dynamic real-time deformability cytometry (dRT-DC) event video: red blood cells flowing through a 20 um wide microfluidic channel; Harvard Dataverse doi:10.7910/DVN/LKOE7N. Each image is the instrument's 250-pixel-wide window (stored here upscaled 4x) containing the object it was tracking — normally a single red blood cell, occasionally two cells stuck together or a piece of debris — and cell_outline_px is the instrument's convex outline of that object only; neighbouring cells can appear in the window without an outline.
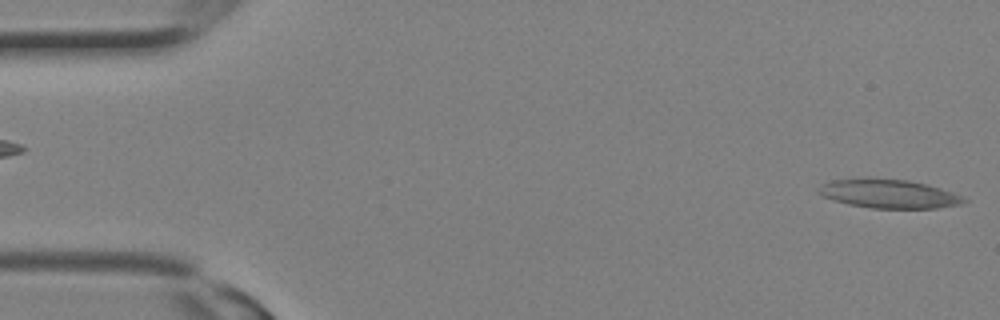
{"species": "Egyptian fruit bat (a non-hibernating species)", "species_latin": "Rousettus aegyptiacus", "temperature_condition": "room temperature", "stored_images_in_passage": 10, "camera_frame_rate_fps": 3000, "um_per_image_px": 0.085, "animal": {"sex": "female"}, "frame": {"image": 1, "passage_image": 1, "time_ms": 0.0, "image_size_px": [1000, 320], "cell_outline_px": [[968, 200], [960, 204], [936, 208], [872, 208], [848, 204], [820, 196], [816, 192], [816, 188], [820, 184], [828, 180], [864, 176], [868, 176], [908, 180], [940, 188], [964, 196]], "centroid_in_image_um": [75.43, 16.43], "position_along_channel_um": 9.6, "area_um2": 25.09}}
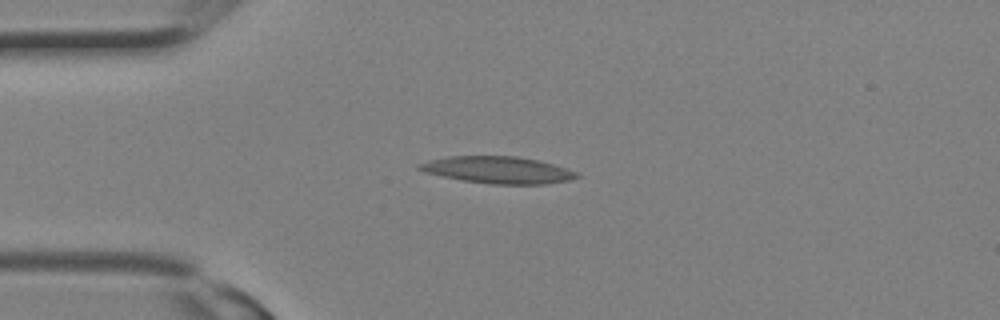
{"frame": {"image": 2, "passage_image": 7, "time_ms": 2.0, "image_size_px": [1000, 320], "cell_outline_px": [[580, 176], [568, 180], [548, 184], [492, 184], [464, 180], [444, 176], [428, 172], [416, 168], [416, 164], [428, 160], [448, 156], [516, 156], [540, 160], [576, 172]], "centroid_in_image_um": [42.31, 14.43], "position_along_channel_um": 42.7, "area_um2": 24.45}}
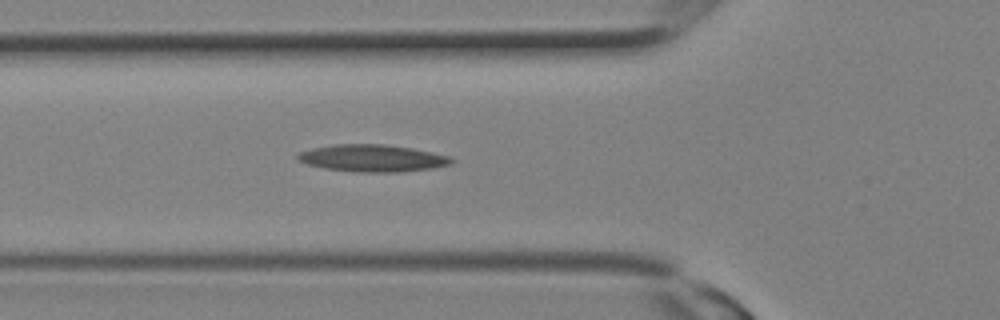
{"frame": {"image": 3, "passage_image": 10, "time_ms": 3.0, "image_size_px": [1000, 320], "cell_outline_px": [[456, 160], [452, 164], [432, 168], [400, 172], [356, 172], [324, 168], [308, 164], [296, 160], [296, 156], [300, 152], [312, 148], [332, 144], [384, 144], [412, 148], [432, 152], [448, 156]], "centroid_in_image_um": [31.65, 13.44], "position_along_channel_um": 94.1, "area_um2": 24.39}}